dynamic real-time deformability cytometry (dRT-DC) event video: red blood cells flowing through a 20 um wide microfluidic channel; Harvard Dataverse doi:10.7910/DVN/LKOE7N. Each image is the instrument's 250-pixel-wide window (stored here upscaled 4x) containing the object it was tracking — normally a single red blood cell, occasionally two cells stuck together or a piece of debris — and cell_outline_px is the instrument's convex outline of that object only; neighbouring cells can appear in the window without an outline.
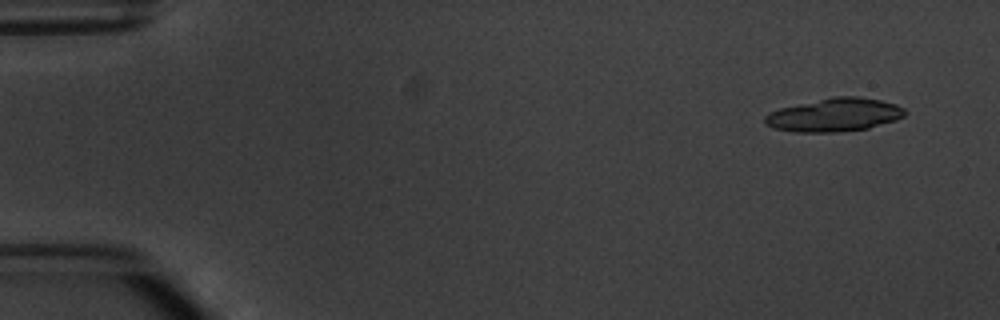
{"species": "common noctule bat (a hibernating species)", "species_latin": "Nyctalus noctula", "temperature_condition": "warm", "stored_images_in_passage": 6, "camera_frame_rate_fps": 3000, "um_per_image_px": 0.085, "animal": {"sex": "male", "body_mass_g": 20.1, "forearm_length_mm": 53.5}, "frame": {"image": 1, "passage_image": 1, "time_ms": 0.0, "image_size_px": [1000, 320], "cell_outline_px": [[908, 112], [904, 116], [896, 120], [868, 128], [836, 132], [796, 132], [772, 128], [764, 124], [764, 116], [768, 112], [780, 108], [832, 96], [860, 96], [880, 100], [896, 104], [904, 108]], "centroid_in_image_um": [70.91, 9.76], "position_along_channel_um": 14.1, "area_um2": 27.4}}